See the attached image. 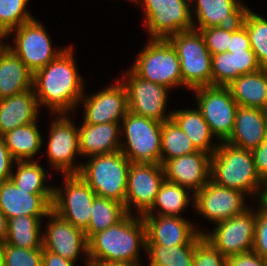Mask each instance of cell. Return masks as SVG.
<instances>
[{
  "mask_svg": "<svg viewBox=\"0 0 267 266\" xmlns=\"http://www.w3.org/2000/svg\"><path fill=\"white\" fill-rule=\"evenodd\" d=\"M70 46L33 74V90L38 106L48 107L52 114L70 113L84 96V81Z\"/></svg>",
  "mask_w": 267,
  "mask_h": 266,
  "instance_id": "6da1fadb",
  "label": "cell"
},
{
  "mask_svg": "<svg viewBox=\"0 0 267 266\" xmlns=\"http://www.w3.org/2000/svg\"><path fill=\"white\" fill-rule=\"evenodd\" d=\"M146 250V227L141 215L127 213L119 222L88 240V259L139 266V249Z\"/></svg>",
  "mask_w": 267,
  "mask_h": 266,
  "instance_id": "7a4b0ae2",
  "label": "cell"
},
{
  "mask_svg": "<svg viewBox=\"0 0 267 266\" xmlns=\"http://www.w3.org/2000/svg\"><path fill=\"white\" fill-rule=\"evenodd\" d=\"M219 143L211 156V180L248 196H259L262 179L255 169L252 152L227 141Z\"/></svg>",
  "mask_w": 267,
  "mask_h": 266,
  "instance_id": "3957f363",
  "label": "cell"
},
{
  "mask_svg": "<svg viewBox=\"0 0 267 266\" xmlns=\"http://www.w3.org/2000/svg\"><path fill=\"white\" fill-rule=\"evenodd\" d=\"M91 157L85 165L82 163L78 174L97 196L115 200L125 207L131 162L121 151Z\"/></svg>",
  "mask_w": 267,
  "mask_h": 266,
  "instance_id": "277c9868",
  "label": "cell"
},
{
  "mask_svg": "<svg viewBox=\"0 0 267 266\" xmlns=\"http://www.w3.org/2000/svg\"><path fill=\"white\" fill-rule=\"evenodd\" d=\"M168 40L177 51L184 87L212 86V55L200 31H181Z\"/></svg>",
  "mask_w": 267,
  "mask_h": 266,
  "instance_id": "5b68a950",
  "label": "cell"
},
{
  "mask_svg": "<svg viewBox=\"0 0 267 266\" xmlns=\"http://www.w3.org/2000/svg\"><path fill=\"white\" fill-rule=\"evenodd\" d=\"M131 70L139 77L169 89L184 86L177 51L168 39H150Z\"/></svg>",
  "mask_w": 267,
  "mask_h": 266,
  "instance_id": "8992f818",
  "label": "cell"
},
{
  "mask_svg": "<svg viewBox=\"0 0 267 266\" xmlns=\"http://www.w3.org/2000/svg\"><path fill=\"white\" fill-rule=\"evenodd\" d=\"M121 122V137L125 134L127 142L121 143L120 151L127 159L130 162L160 164L163 122L130 111Z\"/></svg>",
  "mask_w": 267,
  "mask_h": 266,
  "instance_id": "52a82bcc",
  "label": "cell"
},
{
  "mask_svg": "<svg viewBox=\"0 0 267 266\" xmlns=\"http://www.w3.org/2000/svg\"><path fill=\"white\" fill-rule=\"evenodd\" d=\"M136 3L145 8V26L150 39H168L193 29L190 0H136Z\"/></svg>",
  "mask_w": 267,
  "mask_h": 266,
  "instance_id": "ba28073f",
  "label": "cell"
},
{
  "mask_svg": "<svg viewBox=\"0 0 267 266\" xmlns=\"http://www.w3.org/2000/svg\"><path fill=\"white\" fill-rule=\"evenodd\" d=\"M11 33L15 35V46L6 44L7 47L23 61L33 74L64 51L63 48H53L50 35L37 19H32L12 29L6 38Z\"/></svg>",
  "mask_w": 267,
  "mask_h": 266,
  "instance_id": "9c48e42d",
  "label": "cell"
},
{
  "mask_svg": "<svg viewBox=\"0 0 267 266\" xmlns=\"http://www.w3.org/2000/svg\"><path fill=\"white\" fill-rule=\"evenodd\" d=\"M64 176V191L60 187H54L52 211L74 227L85 231L89 226L92 204L97 195L79 174Z\"/></svg>",
  "mask_w": 267,
  "mask_h": 266,
  "instance_id": "30bf717a",
  "label": "cell"
},
{
  "mask_svg": "<svg viewBox=\"0 0 267 266\" xmlns=\"http://www.w3.org/2000/svg\"><path fill=\"white\" fill-rule=\"evenodd\" d=\"M196 93L197 107L208 123L214 136L226 141L234 128L238 104L231 91L224 86H206L193 89Z\"/></svg>",
  "mask_w": 267,
  "mask_h": 266,
  "instance_id": "8fae6325",
  "label": "cell"
},
{
  "mask_svg": "<svg viewBox=\"0 0 267 266\" xmlns=\"http://www.w3.org/2000/svg\"><path fill=\"white\" fill-rule=\"evenodd\" d=\"M256 211L244 213L216 223L212 233L203 231L206 239L226 258L253 250Z\"/></svg>",
  "mask_w": 267,
  "mask_h": 266,
  "instance_id": "7c38bea8",
  "label": "cell"
},
{
  "mask_svg": "<svg viewBox=\"0 0 267 266\" xmlns=\"http://www.w3.org/2000/svg\"><path fill=\"white\" fill-rule=\"evenodd\" d=\"M121 82L127 90L128 111L159 122L171 119L172 111L164 114L169 88L136 75L131 69ZM127 80V81H126Z\"/></svg>",
  "mask_w": 267,
  "mask_h": 266,
  "instance_id": "4fadbf2b",
  "label": "cell"
},
{
  "mask_svg": "<svg viewBox=\"0 0 267 266\" xmlns=\"http://www.w3.org/2000/svg\"><path fill=\"white\" fill-rule=\"evenodd\" d=\"M59 114L50 126L47 158L53 169L65 175L78 174L82 163L75 166V156L80 155L79 129L67 116Z\"/></svg>",
  "mask_w": 267,
  "mask_h": 266,
  "instance_id": "5bb4252c",
  "label": "cell"
},
{
  "mask_svg": "<svg viewBox=\"0 0 267 266\" xmlns=\"http://www.w3.org/2000/svg\"><path fill=\"white\" fill-rule=\"evenodd\" d=\"M164 180L163 165L131 162L125 197L126 212L130 214L134 205L139 215L145 214L153 205Z\"/></svg>",
  "mask_w": 267,
  "mask_h": 266,
  "instance_id": "9a60e30c",
  "label": "cell"
},
{
  "mask_svg": "<svg viewBox=\"0 0 267 266\" xmlns=\"http://www.w3.org/2000/svg\"><path fill=\"white\" fill-rule=\"evenodd\" d=\"M243 192L217 185L211 179L197 193L193 204L197 212L209 221L218 223L244 213L246 207Z\"/></svg>",
  "mask_w": 267,
  "mask_h": 266,
  "instance_id": "2e32d148",
  "label": "cell"
},
{
  "mask_svg": "<svg viewBox=\"0 0 267 266\" xmlns=\"http://www.w3.org/2000/svg\"><path fill=\"white\" fill-rule=\"evenodd\" d=\"M83 96L84 123H120L128 113L127 90L119 79L114 85L92 94Z\"/></svg>",
  "mask_w": 267,
  "mask_h": 266,
  "instance_id": "e0dca14e",
  "label": "cell"
},
{
  "mask_svg": "<svg viewBox=\"0 0 267 266\" xmlns=\"http://www.w3.org/2000/svg\"><path fill=\"white\" fill-rule=\"evenodd\" d=\"M146 227V244L196 245L203 231L182 216L142 215Z\"/></svg>",
  "mask_w": 267,
  "mask_h": 266,
  "instance_id": "ac0fdd59",
  "label": "cell"
},
{
  "mask_svg": "<svg viewBox=\"0 0 267 266\" xmlns=\"http://www.w3.org/2000/svg\"><path fill=\"white\" fill-rule=\"evenodd\" d=\"M196 1V9L191 11L197 17V23H193V29H207L218 27L220 29L235 32L242 27L250 9L239 0H190Z\"/></svg>",
  "mask_w": 267,
  "mask_h": 266,
  "instance_id": "d6986e66",
  "label": "cell"
},
{
  "mask_svg": "<svg viewBox=\"0 0 267 266\" xmlns=\"http://www.w3.org/2000/svg\"><path fill=\"white\" fill-rule=\"evenodd\" d=\"M50 222L46 225V233L42 234V248L76 262L80 251L88 259V239L85 232L59 217L51 211L46 218Z\"/></svg>",
  "mask_w": 267,
  "mask_h": 266,
  "instance_id": "ffe728a7",
  "label": "cell"
},
{
  "mask_svg": "<svg viewBox=\"0 0 267 266\" xmlns=\"http://www.w3.org/2000/svg\"><path fill=\"white\" fill-rule=\"evenodd\" d=\"M211 154L196 151L163 164L165 180L193 191H200L211 179Z\"/></svg>",
  "mask_w": 267,
  "mask_h": 266,
  "instance_id": "44dd1931",
  "label": "cell"
},
{
  "mask_svg": "<svg viewBox=\"0 0 267 266\" xmlns=\"http://www.w3.org/2000/svg\"><path fill=\"white\" fill-rule=\"evenodd\" d=\"M54 193H29L9 179L0 182V211L7 220L18 216L43 218L52 211Z\"/></svg>",
  "mask_w": 267,
  "mask_h": 266,
  "instance_id": "7402d4cb",
  "label": "cell"
},
{
  "mask_svg": "<svg viewBox=\"0 0 267 266\" xmlns=\"http://www.w3.org/2000/svg\"><path fill=\"white\" fill-rule=\"evenodd\" d=\"M267 136V111L238 106L234 128L226 140L231 145L252 151Z\"/></svg>",
  "mask_w": 267,
  "mask_h": 266,
  "instance_id": "603a6c76",
  "label": "cell"
},
{
  "mask_svg": "<svg viewBox=\"0 0 267 266\" xmlns=\"http://www.w3.org/2000/svg\"><path fill=\"white\" fill-rule=\"evenodd\" d=\"M120 123L91 125L82 123L79 129L80 155L90 157L120 151ZM121 140V141H120Z\"/></svg>",
  "mask_w": 267,
  "mask_h": 266,
  "instance_id": "cb8c5ba5",
  "label": "cell"
},
{
  "mask_svg": "<svg viewBox=\"0 0 267 266\" xmlns=\"http://www.w3.org/2000/svg\"><path fill=\"white\" fill-rule=\"evenodd\" d=\"M38 103L33 89L0 99V136L37 120Z\"/></svg>",
  "mask_w": 267,
  "mask_h": 266,
  "instance_id": "d4e9b609",
  "label": "cell"
},
{
  "mask_svg": "<svg viewBox=\"0 0 267 266\" xmlns=\"http://www.w3.org/2000/svg\"><path fill=\"white\" fill-rule=\"evenodd\" d=\"M33 89V73L23 61L0 42V99Z\"/></svg>",
  "mask_w": 267,
  "mask_h": 266,
  "instance_id": "484cf974",
  "label": "cell"
},
{
  "mask_svg": "<svg viewBox=\"0 0 267 266\" xmlns=\"http://www.w3.org/2000/svg\"><path fill=\"white\" fill-rule=\"evenodd\" d=\"M227 87L238 106L267 111V69L241 75Z\"/></svg>",
  "mask_w": 267,
  "mask_h": 266,
  "instance_id": "4316f807",
  "label": "cell"
},
{
  "mask_svg": "<svg viewBox=\"0 0 267 266\" xmlns=\"http://www.w3.org/2000/svg\"><path fill=\"white\" fill-rule=\"evenodd\" d=\"M171 118L186 133L199 151L212 155L218 148L219 143L216 146L212 145L211 139L214 135L198 108L172 111Z\"/></svg>",
  "mask_w": 267,
  "mask_h": 266,
  "instance_id": "83f0119b",
  "label": "cell"
},
{
  "mask_svg": "<svg viewBox=\"0 0 267 266\" xmlns=\"http://www.w3.org/2000/svg\"><path fill=\"white\" fill-rule=\"evenodd\" d=\"M36 122L19 126L2 136L15 161L31 160L39 153L43 139Z\"/></svg>",
  "mask_w": 267,
  "mask_h": 266,
  "instance_id": "f1b7e54d",
  "label": "cell"
},
{
  "mask_svg": "<svg viewBox=\"0 0 267 266\" xmlns=\"http://www.w3.org/2000/svg\"><path fill=\"white\" fill-rule=\"evenodd\" d=\"M42 219L27 215L9 218L5 243L17 248L43 249L40 230Z\"/></svg>",
  "mask_w": 267,
  "mask_h": 266,
  "instance_id": "f546056e",
  "label": "cell"
},
{
  "mask_svg": "<svg viewBox=\"0 0 267 266\" xmlns=\"http://www.w3.org/2000/svg\"><path fill=\"white\" fill-rule=\"evenodd\" d=\"M186 190L189 189L182 187L179 184L164 180L156 195L153 205L143 215H154L156 211H158V214L155 215L180 217L179 213L188 207L190 199L194 200V196L190 195L192 197L191 198L188 194L189 192Z\"/></svg>",
  "mask_w": 267,
  "mask_h": 266,
  "instance_id": "4dcf8cb0",
  "label": "cell"
},
{
  "mask_svg": "<svg viewBox=\"0 0 267 266\" xmlns=\"http://www.w3.org/2000/svg\"><path fill=\"white\" fill-rule=\"evenodd\" d=\"M196 151L199 150L172 118L163 122L161 129V165L167 160Z\"/></svg>",
  "mask_w": 267,
  "mask_h": 266,
  "instance_id": "1f68e13d",
  "label": "cell"
},
{
  "mask_svg": "<svg viewBox=\"0 0 267 266\" xmlns=\"http://www.w3.org/2000/svg\"><path fill=\"white\" fill-rule=\"evenodd\" d=\"M127 214L122 203L96 196L92 204L91 218L84 231L89 240L95 233L101 232L119 222Z\"/></svg>",
  "mask_w": 267,
  "mask_h": 266,
  "instance_id": "d6a6232c",
  "label": "cell"
},
{
  "mask_svg": "<svg viewBox=\"0 0 267 266\" xmlns=\"http://www.w3.org/2000/svg\"><path fill=\"white\" fill-rule=\"evenodd\" d=\"M16 173L12 172L10 180L18 189L29 193H54V187L45 184L46 174L44 169L35 160L16 161Z\"/></svg>",
  "mask_w": 267,
  "mask_h": 266,
  "instance_id": "836d02e7",
  "label": "cell"
},
{
  "mask_svg": "<svg viewBox=\"0 0 267 266\" xmlns=\"http://www.w3.org/2000/svg\"><path fill=\"white\" fill-rule=\"evenodd\" d=\"M146 252L149 260L160 266H192L195 245L146 244Z\"/></svg>",
  "mask_w": 267,
  "mask_h": 266,
  "instance_id": "e575fe53",
  "label": "cell"
},
{
  "mask_svg": "<svg viewBox=\"0 0 267 266\" xmlns=\"http://www.w3.org/2000/svg\"><path fill=\"white\" fill-rule=\"evenodd\" d=\"M244 27L260 66L267 69V20L250 9Z\"/></svg>",
  "mask_w": 267,
  "mask_h": 266,
  "instance_id": "d590c367",
  "label": "cell"
},
{
  "mask_svg": "<svg viewBox=\"0 0 267 266\" xmlns=\"http://www.w3.org/2000/svg\"><path fill=\"white\" fill-rule=\"evenodd\" d=\"M27 3L28 0H0V28L6 34L34 19L26 10Z\"/></svg>",
  "mask_w": 267,
  "mask_h": 266,
  "instance_id": "8d00e7d4",
  "label": "cell"
},
{
  "mask_svg": "<svg viewBox=\"0 0 267 266\" xmlns=\"http://www.w3.org/2000/svg\"><path fill=\"white\" fill-rule=\"evenodd\" d=\"M2 264L4 266H42V249L17 248L4 243Z\"/></svg>",
  "mask_w": 267,
  "mask_h": 266,
  "instance_id": "74e56055",
  "label": "cell"
},
{
  "mask_svg": "<svg viewBox=\"0 0 267 266\" xmlns=\"http://www.w3.org/2000/svg\"><path fill=\"white\" fill-rule=\"evenodd\" d=\"M212 86L227 87L233 82L231 52L212 55Z\"/></svg>",
  "mask_w": 267,
  "mask_h": 266,
  "instance_id": "f35d334b",
  "label": "cell"
},
{
  "mask_svg": "<svg viewBox=\"0 0 267 266\" xmlns=\"http://www.w3.org/2000/svg\"><path fill=\"white\" fill-rule=\"evenodd\" d=\"M192 266H227V258L214 248L206 239L202 238L195 245Z\"/></svg>",
  "mask_w": 267,
  "mask_h": 266,
  "instance_id": "ab89813d",
  "label": "cell"
},
{
  "mask_svg": "<svg viewBox=\"0 0 267 266\" xmlns=\"http://www.w3.org/2000/svg\"><path fill=\"white\" fill-rule=\"evenodd\" d=\"M227 52H231L233 81L241 75L262 69L253 50Z\"/></svg>",
  "mask_w": 267,
  "mask_h": 266,
  "instance_id": "60d3db41",
  "label": "cell"
},
{
  "mask_svg": "<svg viewBox=\"0 0 267 266\" xmlns=\"http://www.w3.org/2000/svg\"><path fill=\"white\" fill-rule=\"evenodd\" d=\"M202 34L205 44L211 55H215L222 52H227L230 37L233 32H229L218 27H210L207 29H195Z\"/></svg>",
  "mask_w": 267,
  "mask_h": 266,
  "instance_id": "b9f144b4",
  "label": "cell"
},
{
  "mask_svg": "<svg viewBox=\"0 0 267 266\" xmlns=\"http://www.w3.org/2000/svg\"><path fill=\"white\" fill-rule=\"evenodd\" d=\"M253 251L267 259V210L260 207L256 210Z\"/></svg>",
  "mask_w": 267,
  "mask_h": 266,
  "instance_id": "7bdbcfd3",
  "label": "cell"
},
{
  "mask_svg": "<svg viewBox=\"0 0 267 266\" xmlns=\"http://www.w3.org/2000/svg\"><path fill=\"white\" fill-rule=\"evenodd\" d=\"M227 266H267V259L252 250L227 257Z\"/></svg>",
  "mask_w": 267,
  "mask_h": 266,
  "instance_id": "ee69618b",
  "label": "cell"
},
{
  "mask_svg": "<svg viewBox=\"0 0 267 266\" xmlns=\"http://www.w3.org/2000/svg\"><path fill=\"white\" fill-rule=\"evenodd\" d=\"M15 160L11 156L3 137L0 136V182L9 180L12 174V163Z\"/></svg>",
  "mask_w": 267,
  "mask_h": 266,
  "instance_id": "f6af8a7d",
  "label": "cell"
},
{
  "mask_svg": "<svg viewBox=\"0 0 267 266\" xmlns=\"http://www.w3.org/2000/svg\"><path fill=\"white\" fill-rule=\"evenodd\" d=\"M255 169L261 179L267 177V136L260 145L252 151Z\"/></svg>",
  "mask_w": 267,
  "mask_h": 266,
  "instance_id": "bcb514c9",
  "label": "cell"
},
{
  "mask_svg": "<svg viewBox=\"0 0 267 266\" xmlns=\"http://www.w3.org/2000/svg\"><path fill=\"white\" fill-rule=\"evenodd\" d=\"M252 50L248 33L245 27L233 32L227 51Z\"/></svg>",
  "mask_w": 267,
  "mask_h": 266,
  "instance_id": "7dc6e473",
  "label": "cell"
},
{
  "mask_svg": "<svg viewBox=\"0 0 267 266\" xmlns=\"http://www.w3.org/2000/svg\"><path fill=\"white\" fill-rule=\"evenodd\" d=\"M75 262L42 249V266H74Z\"/></svg>",
  "mask_w": 267,
  "mask_h": 266,
  "instance_id": "c3c4849f",
  "label": "cell"
},
{
  "mask_svg": "<svg viewBox=\"0 0 267 266\" xmlns=\"http://www.w3.org/2000/svg\"><path fill=\"white\" fill-rule=\"evenodd\" d=\"M261 189L259 196H257L260 202L258 205H260V208L267 210V177L262 179Z\"/></svg>",
  "mask_w": 267,
  "mask_h": 266,
  "instance_id": "681fc988",
  "label": "cell"
},
{
  "mask_svg": "<svg viewBox=\"0 0 267 266\" xmlns=\"http://www.w3.org/2000/svg\"><path fill=\"white\" fill-rule=\"evenodd\" d=\"M7 237V218L0 211V244H4Z\"/></svg>",
  "mask_w": 267,
  "mask_h": 266,
  "instance_id": "f907efd6",
  "label": "cell"
},
{
  "mask_svg": "<svg viewBox=\"0 0 267 266\" xmlns=\"http://www.w3.org/2000/svg\"><path fill=\"white\" fill-rule=\"evenodd\" d=\"M86 266H133V265L122 264V263H105L97 260L88 259Z\"/></svg>",
  "mask_w": 267,
  "mask_h": 266,
  "instance_id": "816d5d0a",
  "label": "cell"
},
{
  "mask_svg": "<svg viewBox=\"0 0 267 266\" xmlns=\"http://www.w3.org/2000/svg\"><path fill=\"white\" fill-rule=\"evenodd\" d=\"M6 33L0 28V42H2L3 38H6Z\"/></svg>",
  "mask_w": 267,
  "mask_h": 266,
  "instance_id": "f5cc1de1",
  "label": "cell"
},
{
  "mask_svg": "<svg viewBox=\"0 0 267 266\" xmlns=\"http://www.w3.org/2000/svg\"><path fill=\"white\" fill-rule=\"evenodd\" d=\"M2 250H3V244H0V265L2 264Z\"/></svg>",
  "mask_w": 267,
  "mask_h": 266,
  "instance_id": "db71d44e",
  "label": "cell"
},
{
  "mask_svg": "<svg viewBox=\"0 0 267 266\" xmlns=\"http://www.w3.org/2000/svg\"><path fill=\"white\" fill-rule=\"evenodd\" d=\"M150 263H149V266H160V265H157V264H155V263H153V262H151V261H149ZM139 266H141V264L139 265Z\"/></svg>",
  "mask_w": 267,
  "mask_h": 266,
  "instance_id": "11a10c76",
  "label": "cell"
}]
</instances>
